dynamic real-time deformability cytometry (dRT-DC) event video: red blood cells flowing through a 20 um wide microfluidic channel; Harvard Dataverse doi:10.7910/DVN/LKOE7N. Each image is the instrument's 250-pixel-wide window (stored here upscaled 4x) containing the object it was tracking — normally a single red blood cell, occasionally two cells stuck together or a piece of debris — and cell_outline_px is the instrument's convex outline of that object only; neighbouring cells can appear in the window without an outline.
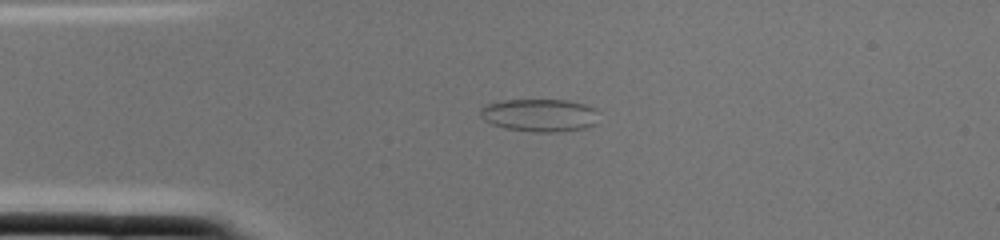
{"species": "common noctule bat (a hibernating species)", "species_latin": "Nyctalus noctula", "temperature_condition": "cold", "stored_images_in_passage": 1, "camera_frame_rate_fps": 3000, "um_per_image_px": 0.085, "animal": {"sex": "female", "body_mass_g": 22.0, "forearm_length_mm": 56.7}, "frame": {"image": 1, "passage_image": 1, "time_ms": 0.0, "image_size_px": [1000, 240], "cell_outline_px": [[596, 124], [584, 128], [564, 132], [536, 132], [504, 128], [492, 124], [484, 120], [480, 116], [480, 108], [488, 104], [504, 100], [568, 100], [584, 104], [596, 108]], "centroid_in_image_um": [45.87, 9.8], "position_along_channel_um": 39.1, "area_um2": 22.72}}